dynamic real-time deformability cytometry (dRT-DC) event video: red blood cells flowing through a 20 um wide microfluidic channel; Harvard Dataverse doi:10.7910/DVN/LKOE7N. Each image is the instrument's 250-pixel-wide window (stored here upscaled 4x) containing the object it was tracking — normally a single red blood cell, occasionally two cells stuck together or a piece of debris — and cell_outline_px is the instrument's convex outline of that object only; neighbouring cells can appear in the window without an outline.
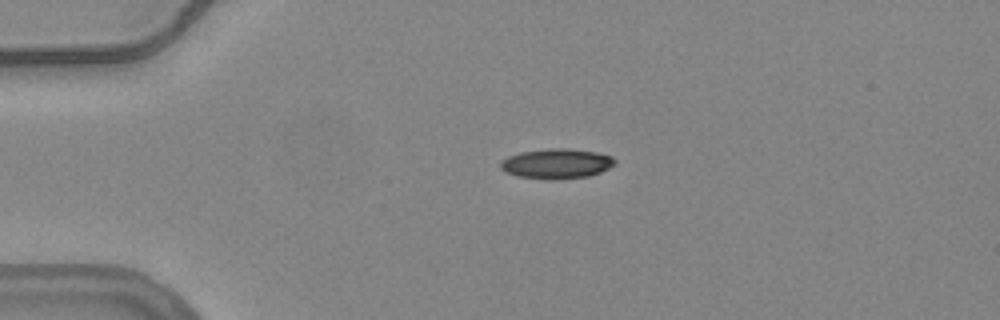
{"species": "common noctule bat (a hibernating species)", "species_latin": "Nyctalus noctula", "temperature_condition": "warm", "stored_images_in_passage": 43, "camera_frame_rate_fps": 3000, "um_per_image_px": 0.085, "animal": {"sex": "female", "body_mass_g": 24.6, "forearm_length_mm": 56.2}, "frame": {"image": 1, "passage_image": 1, "time_ms": 0.0, "image_size_px": [1000, 320], "cell_outline_px": [[616, 164], [600, 172], [588, 176], [552, 180], [544, 180], [516, 176], [504, 172], [500, 168], [500, 160], [508, 156], [520, 152], [548, 148], [564, 148], [596, 152], [612, 156], [616, 160]], "centroid_in_image_um": [47.26, 13.92], "position_along_channel_um": 37.7, "area_um2": 20.23}}
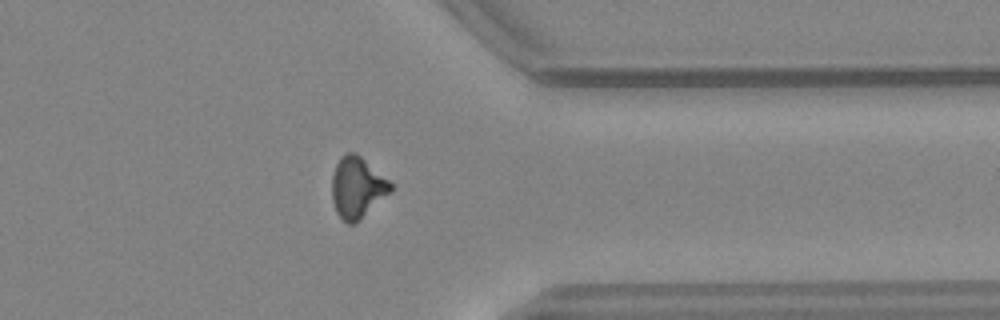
{"frame": {"image": 2, "passage_image": 32, "time_ms": 10.333, "image_size_px": [1000, 320], "cell_outline_px": [[392, 188], [356, 224], [348, 224], [336, 212], [332, 200], [332, 176], [336, 164], [340, 156], [344, 152], [356, 152], [388, 180], [392, 184]], "centroid_in_image_um": [30.31, 15.92], "position_along_channel_um": 381.1, "area_um2": 20.58}}
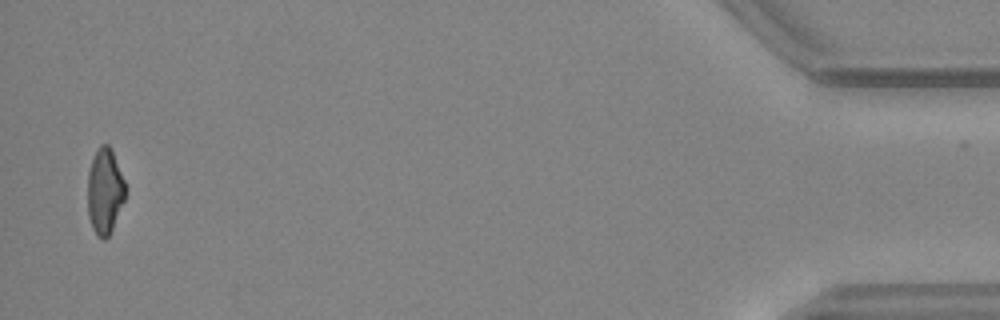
{"frame": {"image": 3, "passage_image": 42, "time_ms": 13.667, "image_size_px": [1000, 320], "cell_outline_px": [[128, 188], [124, 200], [112, 228], [108, 236], [104, 240], [96, 236], [92, 228], [88, 216], [88, 172], [92, 160], [100, 144], [108, 144], [112, 152]], "centroid_in_image_um": [8.91, 16.27], "position_along_channel_um": 426.3, "area_um2": 18.79}, "authors_computed_cell_mechanics": {"area_um2": 20.2878, "velocity_mm_per_s": 3.7778, "shape_relaxation_time_tau1_ms": null, "shape_relaxation_time_tau2_ms": 3.8778, "deformation_change_tau1": null, "deformation_change_tau2": 0.112}}